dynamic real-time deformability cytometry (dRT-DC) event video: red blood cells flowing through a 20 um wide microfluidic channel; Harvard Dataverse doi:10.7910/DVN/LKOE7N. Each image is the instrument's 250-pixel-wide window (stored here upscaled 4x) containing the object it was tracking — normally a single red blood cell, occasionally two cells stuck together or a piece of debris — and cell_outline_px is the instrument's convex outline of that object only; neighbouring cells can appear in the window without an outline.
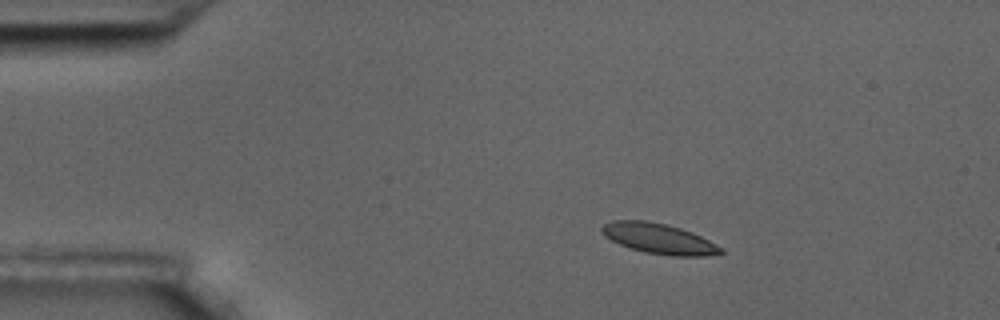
{"species": "common noctule bat (a hibernating species)", "species_latin": "Nyctalus noctula", "temperature_condition": "room temperature", "stored_images_in_passage": 3, "camera_frame_rate_fps": 3000, "um_per_image_px": 0.085, "animal": {"sex": "male", "body_mass_g": 17.5, "forearm_length_mm": 52.3}, "frame": {"image": 1, "passage_image": 1, "time_ms": 0.0, "image_size_px": [1000, 320], "cell_outline_px": [[724, 252], [704, 256], [672, 256], [644, 252], [620, 244], [604, 236], [600, 232], [600, 228], [604, 224], [612, 220], [644, 220], [668, 224], [692, 232], [724, 248]], "centroid_in_image_um": [55.99, 20.27], "position_along_channel_um": 29.0, "area_um2": 21.04}}